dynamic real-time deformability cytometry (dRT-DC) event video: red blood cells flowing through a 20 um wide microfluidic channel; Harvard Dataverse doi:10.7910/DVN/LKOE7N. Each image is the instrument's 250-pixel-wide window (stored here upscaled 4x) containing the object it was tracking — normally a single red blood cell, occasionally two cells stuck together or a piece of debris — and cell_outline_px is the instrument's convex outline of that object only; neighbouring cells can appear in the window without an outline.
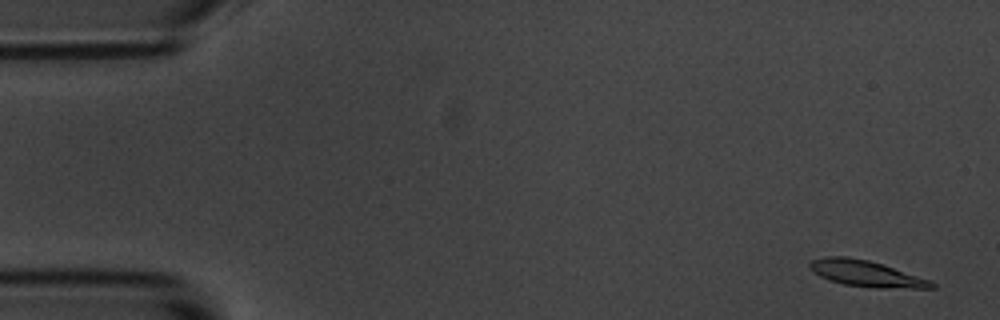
{"species": "common noctule bat (a hibernating species)", "species_latin": "Nyctalus noctula", "temperature_condition": "room temperature", "stored_images_in_passage": 6, "segment_of_instrument_passage": [1, 2], "camera_frame_rate_fps": 3000, "um_per_image_px": 0.085, "animal": {"sex": "male", "body_mass_g": 20.1, "forearm_length_mm": 53.5}, "frame": {"image": 1, "passage_image": 1, "time_ms": 0.0, "image_size_px": [1000, 320], "cell_outline_px": [[936, 288], [876, 288], [844, 284], [828, 280], [812, 272], [808, 268], [808, 264], [812, 260], [824, 256], [848, 256], [868, 260], [932, 280], [936, 284]], "centroid_in_image_um": [73.6, 23.25], "position_along_channel_um": 11.4, "area_um2": 18.67}}